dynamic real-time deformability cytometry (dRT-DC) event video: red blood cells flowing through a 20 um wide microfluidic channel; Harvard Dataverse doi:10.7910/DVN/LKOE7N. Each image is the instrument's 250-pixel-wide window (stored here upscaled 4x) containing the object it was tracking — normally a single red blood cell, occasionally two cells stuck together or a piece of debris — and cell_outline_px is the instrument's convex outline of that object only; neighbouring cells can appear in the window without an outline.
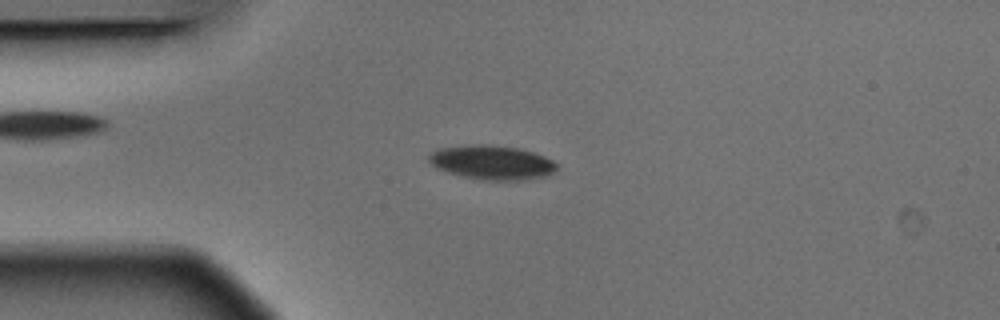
{"species": "Egyptian fruit bat (a non-hibernating species)", "species_latin": "Rousettus aegyptiacus", "temperature_condition": "warm", "stored_images_in_passage": 7, "camera_frame_rate_fps": 3000, "um_per_image_px": 0.085, "animal": {"sex": "male"}, "frame": {"image": 1, "passage_image": 3, "time_ms": 0.667, "image_size_px": [1000, 320], "cell_outline_px": [[556, 172], [548, 176], [520, 180], [484, 180], [464, 176], [448, 172], [436, 168], [428, 160], [428, 156], [436, 148], [468, 144], [488, 144], [520, 148], [544, 156], [552, 160], [556, 164]], "centroid_in_image_um": [41.81, 13.79], "position_along_channel_um": 43.2, "area_um2": 25.66}}
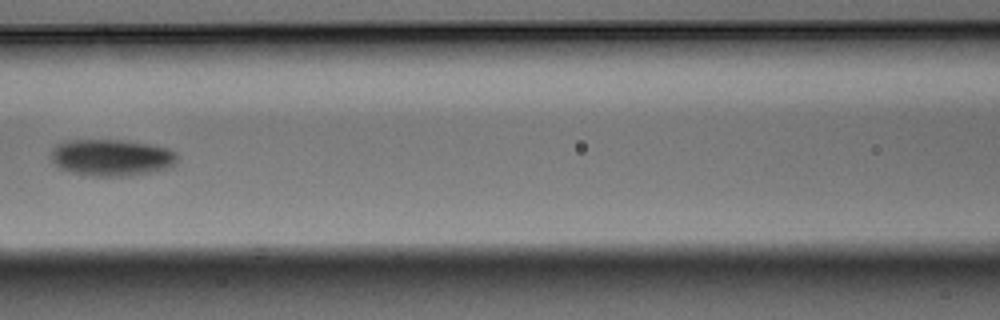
{"frame": {"image": 2, "passage_image": 6, "time_ms": 1.667, "image_size_px": [1000, 320], "cell_outline_px": [[176, 164], [164, 168], [148, 172], [128, 176], [96, 176], [72, 172], [60, 168], [52, 160], [52, 148], [56, 144], [64, 140], [124, 140], [148, 144], [168, 148], [176, 152]], "centroid_in_image_um": [9.46, 13.37], "position_along_channel_um": 157.1, "area_um2": 26.76}}
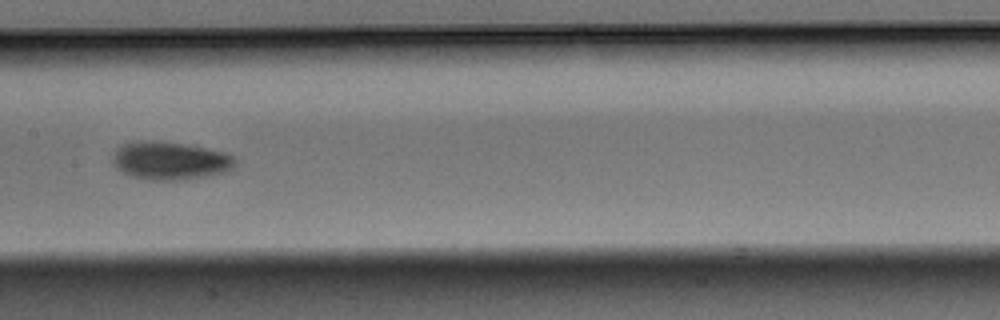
{"frame": {"image": 3, "passage_image": 7, "time_ms": 2.0, "image_size_px": [1000, 320], "cell_outline_px": [[236, 164], [232, 168], [224, 172], [212, 176], [184, 180], [148, 180], [132, 176], [116, 168], [112, 164], [112, 160], [116, 148], [120, 144], [148, 140], [160, 140], [184, 144], [228, 152], [236, 156]], "centroid_in_image_um": [14.49, 13.66], "position_along_channel_um": 192.9, "area_um2": 27.69}}